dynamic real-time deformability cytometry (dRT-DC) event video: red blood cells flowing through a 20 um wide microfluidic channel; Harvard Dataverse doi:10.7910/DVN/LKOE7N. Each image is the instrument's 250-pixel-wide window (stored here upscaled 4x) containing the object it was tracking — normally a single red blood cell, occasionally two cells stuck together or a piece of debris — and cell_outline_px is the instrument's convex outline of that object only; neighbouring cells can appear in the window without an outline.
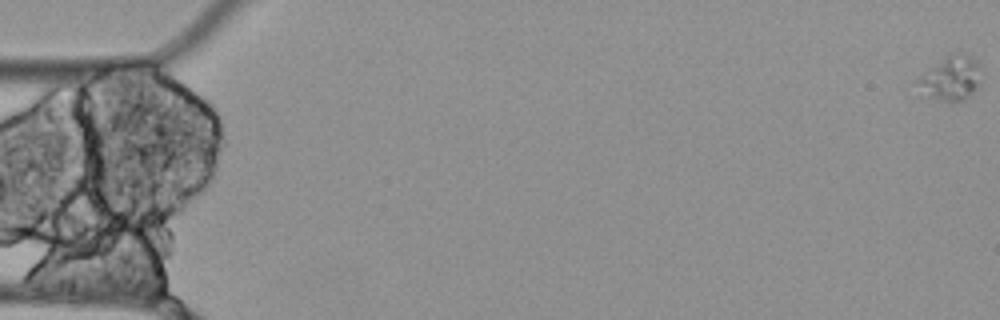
{"species": "Egyptian fruit bat (a non-hibernating species)", "species_latin": "Rousettus aegyptiacus", "temperature_condition": "cold", "stored_images_in_passage": 59, "camera_frame_rate_fps": 3000, "um_per_image_px": 0.085, "animal": {"sex": "female"}, "frame": {"image": 1, "passage_image": 1, "time_ms": 0.0, "image_size_px": [1000, 320], "cell_outline_px": [[980, 88], [964, 100], [952, 104], [948, 104], [924, 96], [916, 80], [924, 72], [952, 52], [964, 52], [972, 56], [976, 60], [980, 68]], "centroid_in_image_um": [80.87, 6.69], "position_along_channel_um": 4.1, "area_um2": 17.05}}
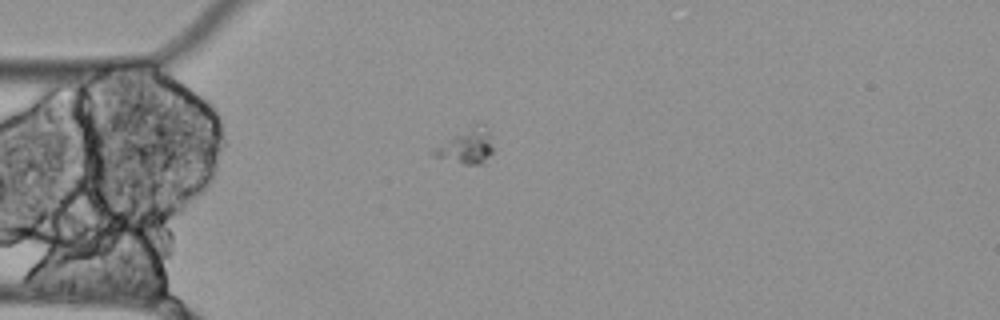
{"frame": {"image": 2, "passage_image": 17, "time_ms": 5.333, "image_size_px": [1000, 320], "cell_outline_px": [[492, 152], [484, 164], [464, 164], [432, 156], [428, 152], [432, 148], [472, 120], [480, 120], [488, 128], [492, 136]], "centroid_in_image_um": [39.63, 12.31], "position_along_channel_um": 45.4, "area_um2": 13.29}}
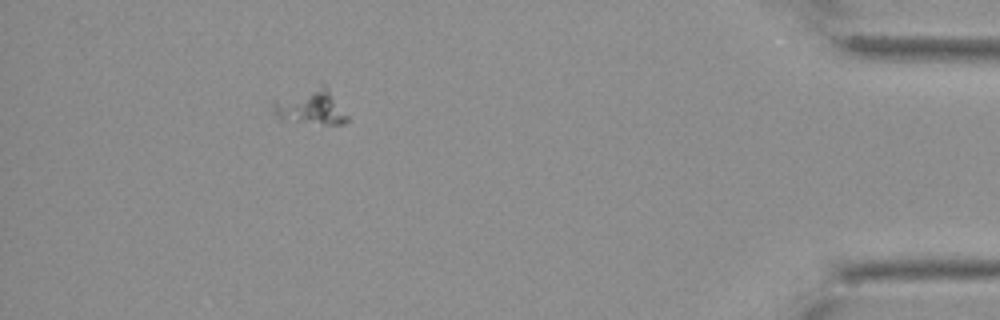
{"frame": {"image": 3, "passage_image": 54, "time_ms": 17.667, "image_size_px": [1000, 320], "cell_outline_px": [[348, 120], [344, 124], [328, 124], [280, 120], [272, 112], [272, 100], [320, 84], [324, 84], [328, 88], [348, 116]], "centroid_in_image_um": [26.37, 9.09], "position_along_channel_um": 408.8, "area_um2": 15.32}}